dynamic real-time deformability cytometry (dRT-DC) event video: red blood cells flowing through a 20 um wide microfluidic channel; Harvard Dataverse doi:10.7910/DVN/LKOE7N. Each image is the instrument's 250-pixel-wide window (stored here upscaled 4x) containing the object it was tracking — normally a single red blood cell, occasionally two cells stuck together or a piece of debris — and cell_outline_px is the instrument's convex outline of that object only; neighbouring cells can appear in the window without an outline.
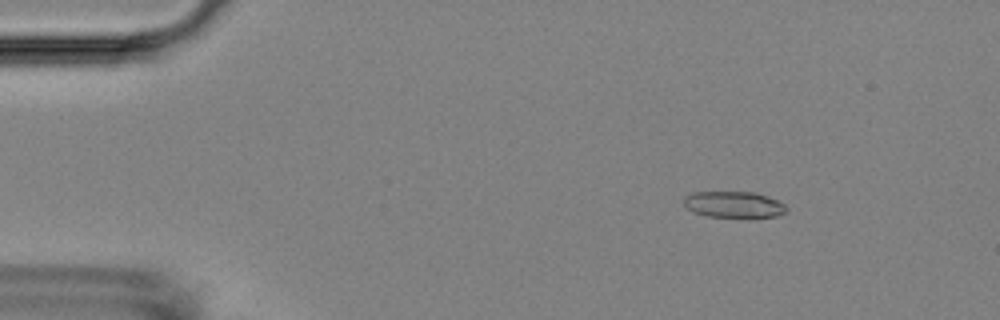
{"species": "Egyptian fruit bat (a non-hibernating species)", "species_latin": "Rousettus aegyptiacus", "temperature_condition": "room temperature", "stored_images_in_passage": 3, "camera_frame_rate_fps": 3000, "um_per_image_px": 0.085, "animal": {"sex": "female"}, "frame": {"image": 1, "passage_image": 1, "time_ms": 0.0, "image_size_px": [1000, 320], "cell_outline_px": [[788, 208], [784, 212], [776, 216], [748, 220], [708, 216], [692, 212], [684, 204], [684, 196], [692, 192], [756, 192], [768, 196], [784, 204]], "centroid_in_image_um": [62.39, 17.43], "position_along_channel_um": 22.6, "area_um2": 16.42}}
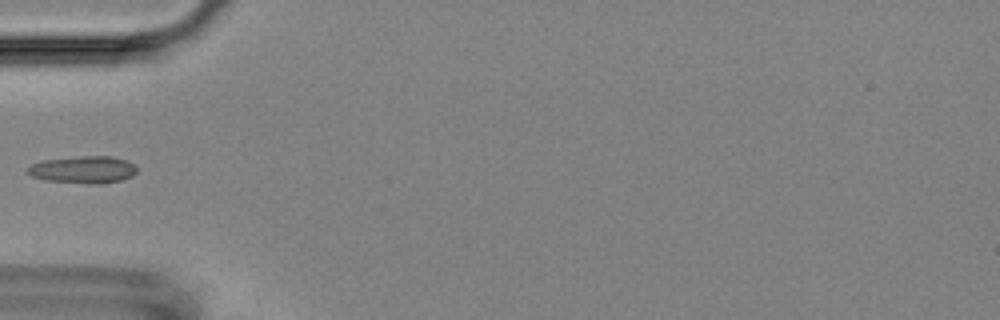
{"frame": {"image": 2, "passage_image": 3, "time_ms": 3.667, "image_size_px": [1000, 320], "cell_outline_px": [[136, 172], [132, 176], [120, 180], [104, 184], [88, 184], [44, 180], [32, 176], [28, 172], [28, 168], [32, 164], [44, 160], [80, 156], [112, 156], [124, 160], [132, 164], [136, 168]], "centroid_in_image_um": [7.08, 14.43], "position_along_channel_um": 77.9, "area_um2": 17.22}}